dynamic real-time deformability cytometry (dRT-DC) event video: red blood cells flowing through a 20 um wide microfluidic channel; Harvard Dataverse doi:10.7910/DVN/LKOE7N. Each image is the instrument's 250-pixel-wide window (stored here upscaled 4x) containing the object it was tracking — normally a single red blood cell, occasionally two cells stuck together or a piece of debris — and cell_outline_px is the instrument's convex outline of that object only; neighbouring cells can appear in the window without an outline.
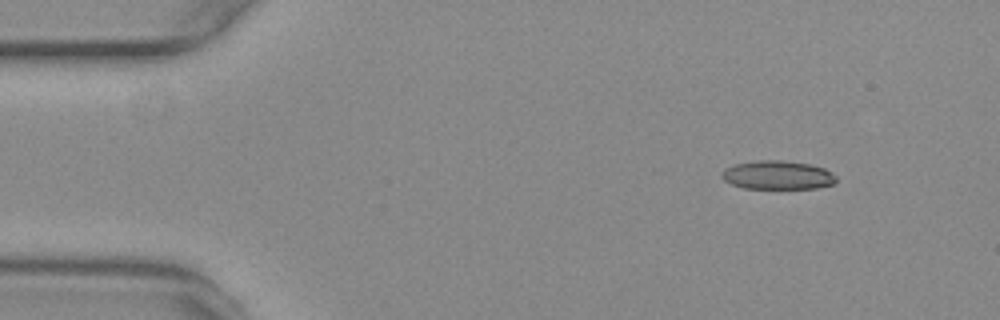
{"species": "common noctule bat (a hibernating species)", "species_latin": "Nyctalus noctula", "temperature_condition": "warm", "stored_images_in_passage": 50, "camera_frame_rate_fps": 3000, "um_per_image_px": 0.085, "animal": {"sex": "female", "body_mass_g": 29.2, "forearm_length_mm": 56.3}, "frame": {"image": 1, "passage_image": 1, "time_ms": 0.0, "image_size_px": [1000, 320], "cell_outline_px": [[836, 180], [832, 184], [816, 188], [744, 188], [732, 184], [724, 180], [720, 176], [720, 172], [724, 168], [732, 164], [756, 160], [780, 160], [808, 164], [824, 168], [832, 172], [836, 176]], "centroid_in_image_um": [66.04, 14.87], "position_along_channel_um": 19.0, "area_um2": 19.19}}
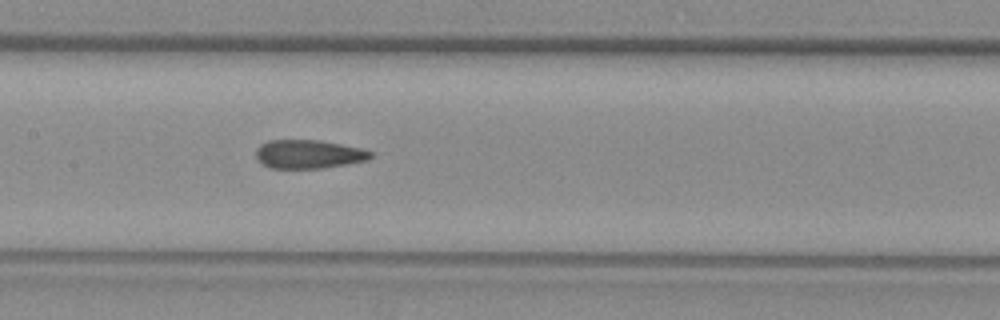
{"frame": {"image": 2, "passage_image": 21, "time_ms": 6.667, "image_size_px": [1000, 320], "cell_outline_px": [[372, 156], [368, 160], [324, 168], [268, 168], [256, 160], [256, 148], [260, 144], [268, 140], [320, 140], [360, 148], [372, 152]], "centroid_in_image_um": [26.18, 13.1], "position_along_channel_um": 181.2, "area_um2": 19.25}}
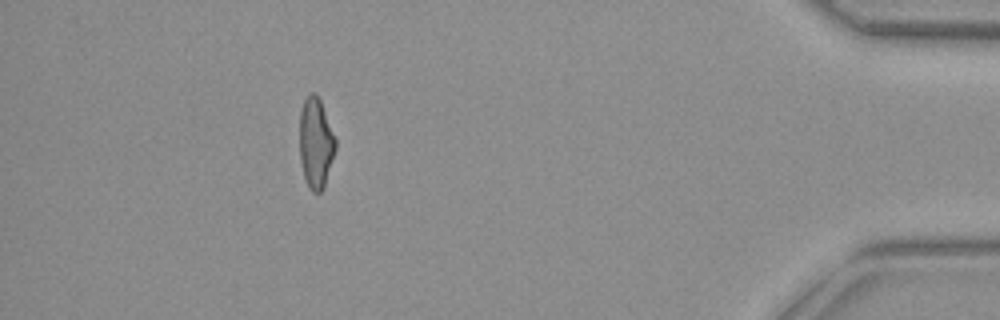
{"frame": {"image": 3, "passage_image": 44, "time_ms": 14.333, "image_size_px": [1000, 320], "cell_outline_px": [[336, 148], [324, 188], [320, 192], [312, 192], [308, 188], [304, 176], [300, 160], [300, 108], [304, 100], [312, 92], [316, 92], [320, 100], [336, 140]], "centroid_in_image_um": [26.83, 12.17], "position_along_channel_um": 408.4, "area_um2": 18.9}, "authors_computed_cell_mechanics": {"area_um2": 19.7676, "velocity_mm_per_s": 3.7545, "shape_relaxation_time_tau1_ms": null, "shape_relaxation_time_tau2_ms": 1.6022, "deformation_change_tau1": null, "deformation_change_tau2": 0.1095}}